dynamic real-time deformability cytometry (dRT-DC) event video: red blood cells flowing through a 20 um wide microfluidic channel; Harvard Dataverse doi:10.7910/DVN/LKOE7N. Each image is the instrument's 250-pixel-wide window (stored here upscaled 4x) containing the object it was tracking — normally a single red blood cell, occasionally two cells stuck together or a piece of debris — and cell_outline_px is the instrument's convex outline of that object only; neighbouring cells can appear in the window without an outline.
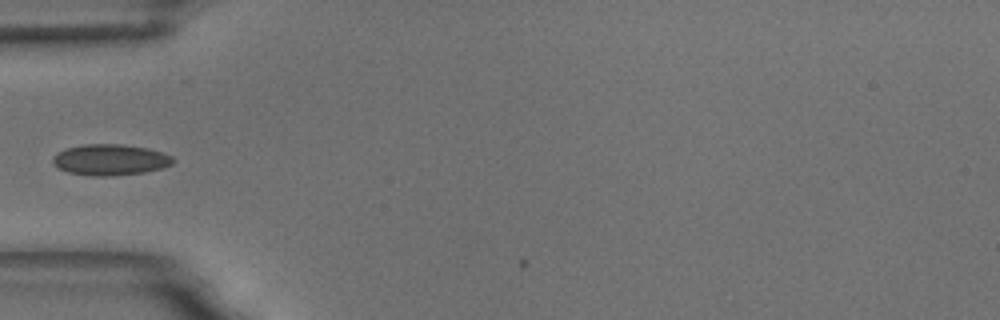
{"species": "common noctule bat (a hibernating species)", "species_latin": "Nyctalus noctula", "temperature_condition": "room temperature", "stored_images_in_passage": 3, "camera_frame_rate_fps": 3000, "um_per_image_px": 0.085, "animal": {"sex": "male", "body_mass_g": 18.8}, "frame": {"image": 1, "passage_image": 1, "time_ms": 0.0, "image_size_px": [1000, 320], "cell_outline_px": [[176, 160], [172, 164], [164, 168], [144, 172], [112, 176], [92, 176], [68, 172], [56, 168], [52, 164], [52, 156], [64, 148], [84, 144], [120, 144], [148, 148], [172, 156]], "centroid_in_image_um": [9.34, 13.58], "position_along_channel_um": 75.7, "area_um2": 22.02}}